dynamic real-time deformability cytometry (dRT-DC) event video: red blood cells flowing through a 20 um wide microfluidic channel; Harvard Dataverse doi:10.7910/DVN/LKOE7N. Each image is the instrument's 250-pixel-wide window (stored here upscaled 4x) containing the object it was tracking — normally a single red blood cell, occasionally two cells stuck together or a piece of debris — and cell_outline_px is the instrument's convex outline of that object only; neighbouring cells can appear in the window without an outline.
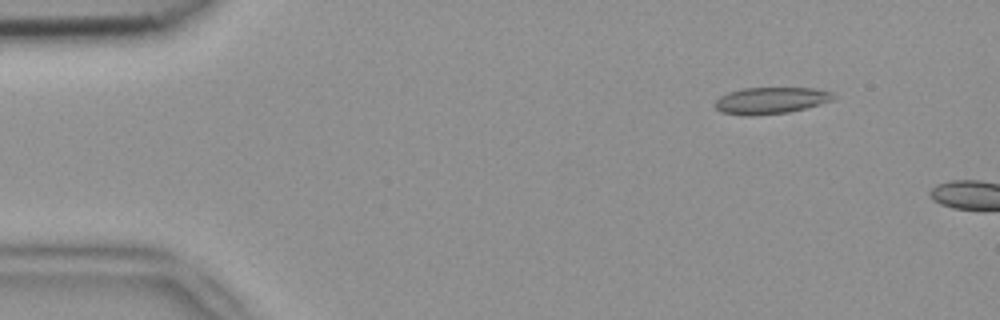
{"species": "common noctule bat (a hibernating species)", "species_latin": "Nyctalus noctula", "temperature_condition": "room temperature", "stored_images_in_passage": 5, "camera_frame_rate_fps": 3000, "um_per_image_px": 0.085, "animal": {"sex": "female", "body_mass_g": 18.4}, "frame": {"image": 1, "passage_image": 2, "time_ms": 0.333, "image_size_px": [1000, 320], "cell_outline_px": [[836, 96], [832, 100], [820, 104], [788, 112], [752, 116], [744, 116], [720, 112], [712, 104], [720, 96], [728, 92], [744, 88], [816, 88], [832, 92]], "centroid_in_image_um": [65.48, 8.54], "position_along_channel_um": 19.5, "area_um2": 18.5}}